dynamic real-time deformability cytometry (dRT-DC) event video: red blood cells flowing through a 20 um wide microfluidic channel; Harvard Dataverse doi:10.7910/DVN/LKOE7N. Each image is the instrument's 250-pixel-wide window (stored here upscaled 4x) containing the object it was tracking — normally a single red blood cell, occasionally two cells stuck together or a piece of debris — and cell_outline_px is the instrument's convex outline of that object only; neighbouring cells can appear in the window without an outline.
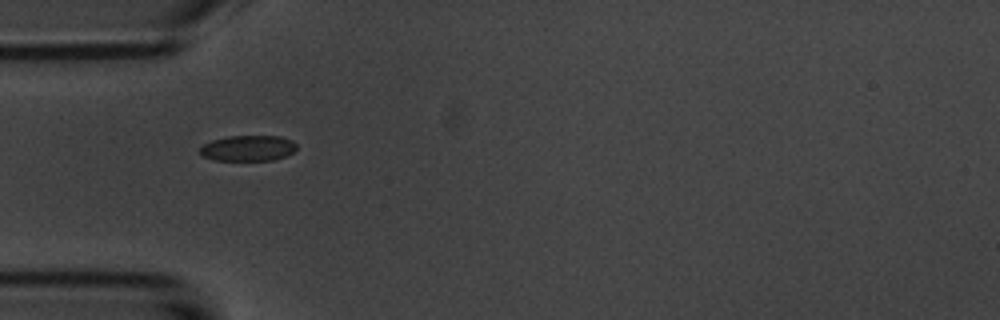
{"species": "common noctule bat (a hibernating species)", "species_latin": "Nyctalus noctula", "temperature_condition": "room temperature", "stored_images_in_passage": 1, "camera_frame_rate_fps": 3000, "um_per_image_px": 0.085, "animal": {"sex": "male", "body_mass_g": 20.1, "forearm_length_mm": 53.5}, "frame": {"image": 1, "passage_image": 1, "time_ms": 0.0, "image_size_px": [1000, 320], "cell_outline_px": [[296, 148], [292, 152], [284, 156], [272, 160], [212, 160], [204, 156], [200, 152], [200, 148], [204, 144], [212, 140], [228, 136], [280, 136], [292, 140], [296, 144]], "centroid_in_image_um": [21.08, 12.59], "position_along_channel_um": 63.9, "area_um2": 14.33}}